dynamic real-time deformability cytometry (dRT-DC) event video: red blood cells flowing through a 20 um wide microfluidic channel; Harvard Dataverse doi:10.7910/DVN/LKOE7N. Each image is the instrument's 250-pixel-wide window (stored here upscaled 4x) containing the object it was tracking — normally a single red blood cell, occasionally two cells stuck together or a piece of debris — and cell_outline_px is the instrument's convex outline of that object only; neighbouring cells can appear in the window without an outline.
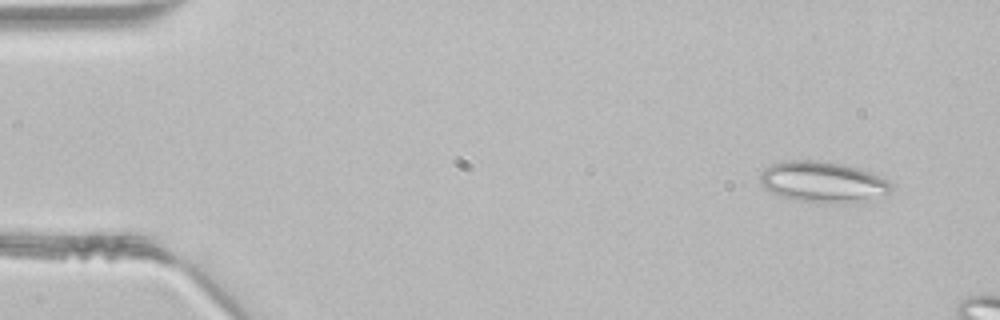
{"species": "common noctule bat (a hibernating species)", "species_latin": "Nyctalus noctula", "temperature_condition": "room temperature", "stored_images_in_passage": 8, "camera_frame_rate_fps": 3000, "um_per_image_px": 0.085, "animal": {"sex": "male", "body_mass_g": 21.5, "forearm_length_mm": 52.0}, "frame": {"image": 1, "passage_image": 1, "time_ms": 0.0, "image_size_px": [1000, 320], "cell_outline_px": [[892, 188], [888, 200], [824, 204], [800, 200], [780, 196], [764, 188], [760, 184], [760, 172], [768, 164], [788, 160], [820, 160], [848, 164], [860, 168], [888, 180], [892, 184]], "centroid_in_image_um": [70.03, 15.48], "position_along_channel_um": 15.0, "area_um2": 32.48}}